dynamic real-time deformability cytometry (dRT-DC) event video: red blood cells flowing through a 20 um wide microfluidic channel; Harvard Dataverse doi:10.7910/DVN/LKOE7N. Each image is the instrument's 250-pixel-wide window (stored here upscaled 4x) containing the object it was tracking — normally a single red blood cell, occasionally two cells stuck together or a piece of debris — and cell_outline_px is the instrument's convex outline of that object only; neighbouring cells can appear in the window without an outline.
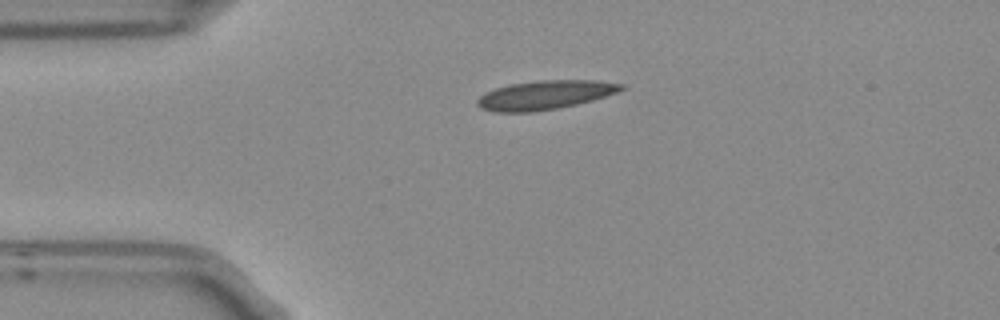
{"species": "Egyptian fruit bat (a non-hibernating species)", "species_latin": "Rousettus aegyptiacus", "temperature_condition": "room temperature", "stored_images_in_passage": 1, "camera_frame_rate_fps": 3000, "um_per_image_px": 0.085, "frame": {"image": 1, "passage_image": 1, "time_ms": 0.0, "image_size_px": [1000, 320], "cell_outline_px": [[624, 88], [616, 92], [592, 100], [576, 104], [556, 108], [532, 112], [492, 112], [480, 108], [476, 104], [476, 100], [484, 92], [508, 84], [540, 80], [596, 80], [624, 84]], "centroid_in_image_um": [46.26, 8.07], "position_along_channel_um": 38.7, "area_um2": 24.28}}